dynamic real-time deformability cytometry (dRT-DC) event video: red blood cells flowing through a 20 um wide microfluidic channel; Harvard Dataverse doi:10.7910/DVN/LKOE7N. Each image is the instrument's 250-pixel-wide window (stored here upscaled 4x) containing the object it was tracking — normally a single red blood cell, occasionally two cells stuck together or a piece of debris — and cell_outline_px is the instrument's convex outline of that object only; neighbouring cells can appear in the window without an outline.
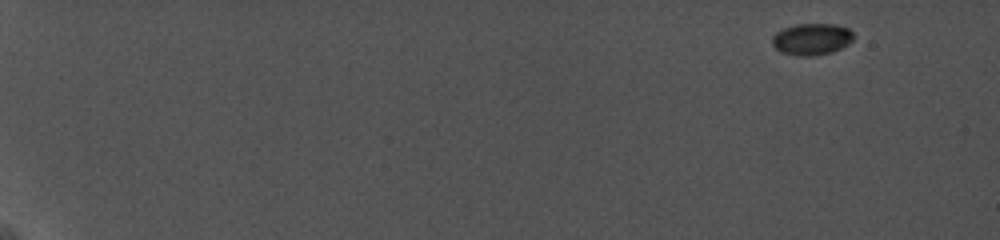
{"species": "common noctule bat (a hibernating species)", "species_latin": "Nyctalus noctula", "temperature_condition": "cold", "stored_images_in_passage": 70, "camera_frame_rate_fps": 5000, "um_per_image_px": 0.085, "animal": {"sex": "female", "body_mass_g": 19.0, "forearm_length_mm": 56.7}, "frame": {"image": 1, "passage_image": 1, "time_ms": 0.0, "image_size_px": [1000, 240], "cell_outline_px": [[852, 40], [848, 44], [832, 52], [808, 56], [800, 56], [780, 52], [772, 44], [772, 36], [776, 32], [784, 28], [796, 24], [836, 24], [848, 28], [852, 32]], "centroid_in_image_um": [68.97, 3.32], "position_along_channel_um": 16.0, "area_um2": 14.91}}
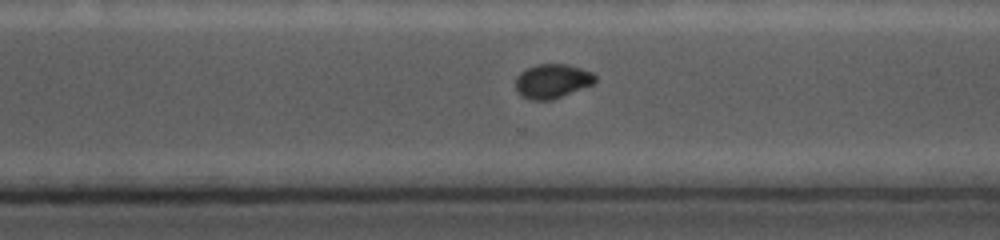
{"frame": {"image": 2, "passage_image": 56, "time_ms": 13.6, "image_size_px": [1000, 240], "cell_outline_px": [[596, 80], [592, 84], [552, 100], [532, 100], [520, 96], [516, 92], [516, 76], [520, 72], [536, 64], [568, 64], [592, 72], [596, 76]], "centroid_in_image_um": [46.91, 6.89], "position_along_channel_um": 323.7, "area_um2": 15.9}}
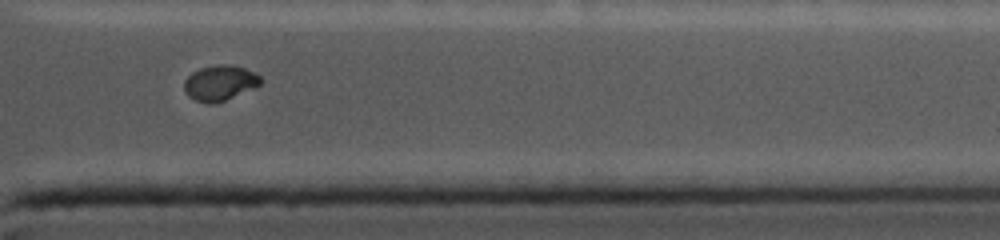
{"frame": {"image": 3, "passage_image": 63, "time_ms": 15.4, "image_size_px": [1000, 240], "cell_outline_px": [[260, 84], [256, 88], [216, 104], [212, 104], [196, 100], [188, 96], [184, 88], [184, 80], [192, 72], [200, 68], [220, 64], [228, 64], [244, 68], [260, 76]], "centroid_in_image_um": [18.69, 7.06], "position_along_channel_um": 392.7, "area_um2": 15.72}}